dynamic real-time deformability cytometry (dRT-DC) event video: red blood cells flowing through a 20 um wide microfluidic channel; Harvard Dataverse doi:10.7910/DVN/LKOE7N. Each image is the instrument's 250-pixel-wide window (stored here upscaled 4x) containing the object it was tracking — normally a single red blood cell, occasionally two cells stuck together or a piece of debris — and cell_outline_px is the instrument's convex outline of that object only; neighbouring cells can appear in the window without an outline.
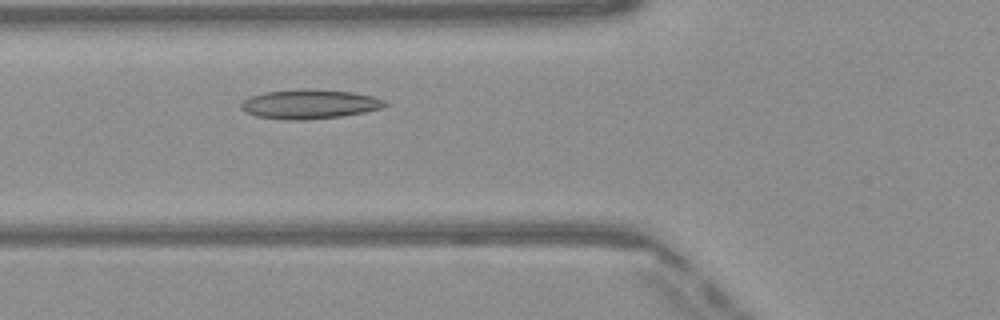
{"species": "Egyptian fruit bat (a non-hibernating species)", "species_latin": "Rousettus aegyptiacus", "temperature_condition": "warm", "stored_images_in_passage": 41, "camera_frame_rate_fps": 3000, "um_per_image_px": 0.085, "frame": {"image": 1, "passage_image": 10, "time_ms": 3.0, "image_size_px": [1000, 320], "cell_outline_px": [[388, 104], [384, 108], [364, 112], [340, 116], [304, 120], [288, 120], [256, 116], [244, 112], [240, 108], [240, 104], [244, 100], [252, 96], [264, 92], [308, 88], [352, 92], [372, 96], [384, 100]], "centroid_in_image_um": [26.3, 8.85], "position_along_channel_um": 99.5, "area_um2": 24.62}}
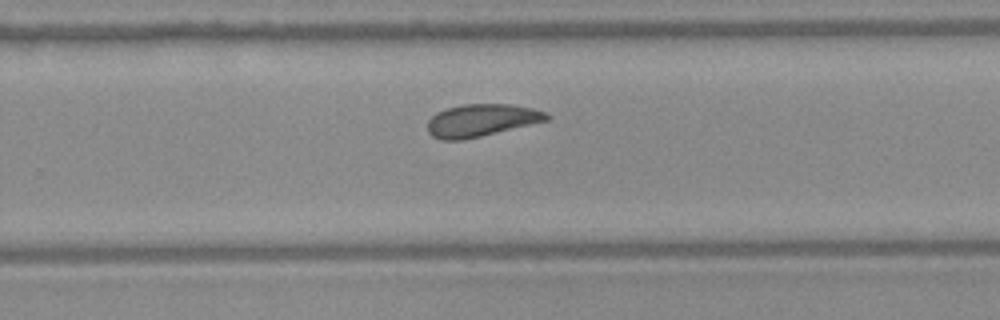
{"frame": {"image": 2, "passage_image": 24, "time_ms": 7.667, "image_size_px": [1000, 320], "cell_outline_px": [[548, 120], [480, 136], [460, 140], [440, 140], [432, 136], [428, 132], [428, 120], [436, 112], [444, 108], [464, 104], [508, 104], [532, 108], [544, 112], [548, 116]], "centroid_in_image_um": [40.85, 10.22], "position_along_channel_um": 289.0, "area_um2": 22.25}}
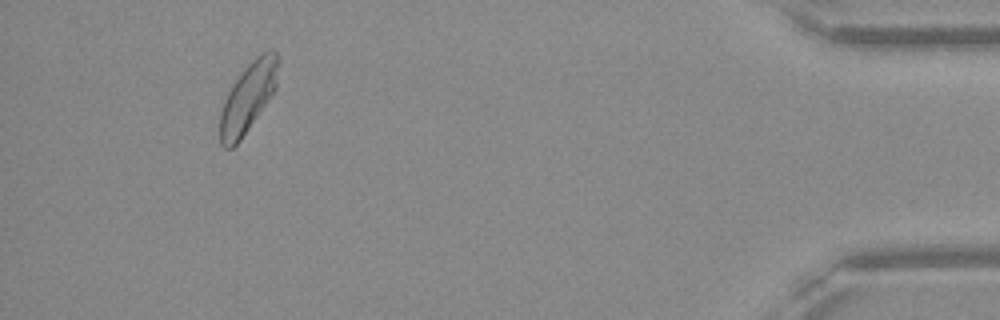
{"frame": {"image": 3, "passage_image": 38, "time_ms": 12.333, "image_size_px": [1000, 320], "cell_outline_px": [[280, 56], [276, 88], [268, 100], [240, 140], [232, 148], [224, 148], [220, 144], [220, 112], [224, 100], [232, 84], [244, 68], [260, 52], [268, 48], [272, 48]], "centroid_in_image_um": [21.1, 8.21], "position_along_channel_um": 414.1, "area_um2": 23.7}, "authors_computed_cell_mechanics": {"area_um2": 23.0044, "velocity_mm_per_s": 4.0557, "shape_relaxation_time_tau1_ms": 7.2819, "shape_relaxation_time_tau2_ms": 3.6821, "deformation_change_tau1": 0.1651, "deformation_change_tau2": 0.0966}}